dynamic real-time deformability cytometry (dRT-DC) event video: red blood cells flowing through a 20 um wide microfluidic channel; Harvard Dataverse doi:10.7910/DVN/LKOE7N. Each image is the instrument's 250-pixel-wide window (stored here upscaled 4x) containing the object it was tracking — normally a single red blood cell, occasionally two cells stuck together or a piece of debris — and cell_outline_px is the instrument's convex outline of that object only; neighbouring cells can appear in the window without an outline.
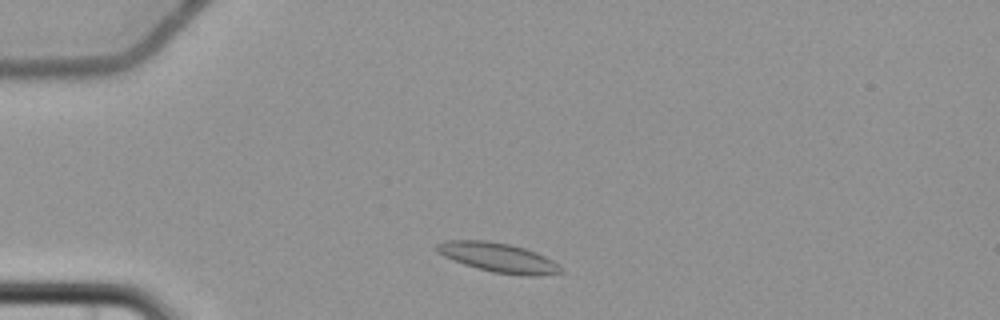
{"species": "common noctule bat (a hibernating species)", "species_latin": "Nyctalus noctula", "temperature_condition": "cold", "stored_images_in_passage": 2, "camera_frame_rate_fps": 3000, "um_per_image_px": 0.085, "animal": {"sex": "female", "body_mass_g": 22.7, "forearm_length_mm": 54.2}, "frame": {"image": 1, "passage_image": 1, "time_ms": 0.0, "image_size_px": [1000, 320], "cell_outline_px": [[564, 272], [532, 276], [528, 276], [492, 272], [476, 268], [452, 260], [436, 252], [432, 248], [436, 244], [444, 240], [484, 240], [508, 244], [524, 248], [536, 252], [552, 260], [564, 268]], "centroid_in_image_um": [42.3, 21.89], "position_along_channel_um": 42.7, "area_um2": 21.39}}